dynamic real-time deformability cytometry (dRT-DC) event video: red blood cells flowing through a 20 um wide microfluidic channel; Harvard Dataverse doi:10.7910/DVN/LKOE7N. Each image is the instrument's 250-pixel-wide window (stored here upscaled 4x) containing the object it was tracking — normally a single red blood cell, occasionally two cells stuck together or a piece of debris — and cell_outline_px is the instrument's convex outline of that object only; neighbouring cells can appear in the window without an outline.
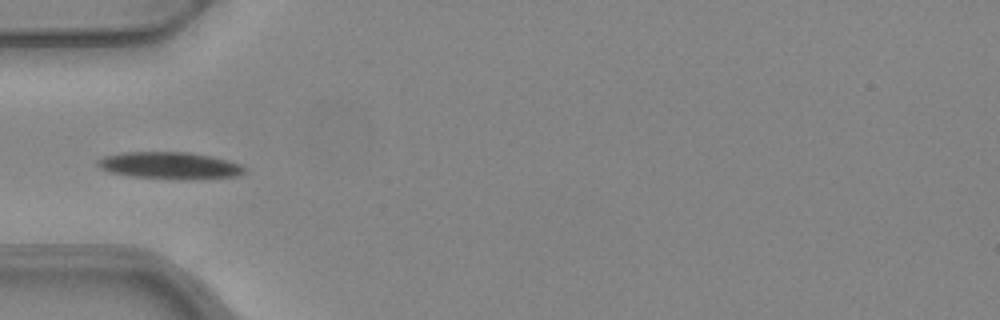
{"species": "common noctule bat (a hibernating species)", "species_latin": "Nyctalus noctula", "temperature_condition": "warm", "stored_images_in_passage": 5, "camera_frame_rate_fps": 3000, "um_per_image_px": 0.085, "animal": {"sex": "female", "body_mass_g": 24.6, "forearm_length_mm": 56.2}, "frame": {"image": 1, "passage_image": 5, "time_ms": 1.333, "image_size_px": [1000, 320], "cell_outline_px": [[244, 172], [236, 176], [184, 180], [132, 176], [108, 172], [100, 168], [96, 164], [96, 160], [104, 156], [120, 152], [188, 152], [212, 156], [228, 160], [240, 164], [244, 168]], "centroid_in_image_um": [14.38, 14.06], "position_along_channel_um": 70.6, "area_um2": 23.18}}